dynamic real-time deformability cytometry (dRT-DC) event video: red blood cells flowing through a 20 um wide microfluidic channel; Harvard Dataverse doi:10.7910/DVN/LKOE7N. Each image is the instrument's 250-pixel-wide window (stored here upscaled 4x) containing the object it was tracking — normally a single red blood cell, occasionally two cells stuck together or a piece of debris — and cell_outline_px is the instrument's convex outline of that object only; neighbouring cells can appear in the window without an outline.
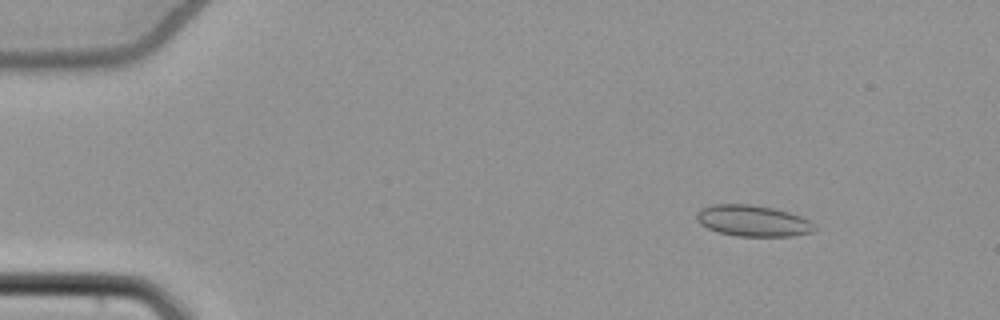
{"species": "common noctule bat (a hibernating species)", "species_latin": "Nyctalus noctula", "temperature_condition": "cold", "stored_images_in_passage": 55, "camera_frame_rate_fps": 3000, "um_per_image_px": 0.085, "animal": {"sex": "female", "body_mass_g": 22.7, "forearm_length_mm": 54.2}, "frame": {"image": 1, "passage_image": 8, "time_ms": 2.333, "image_size_px": [1000, 320], "cell_outline_px": [[816, 228], [812, 232], [792, 236], [736, 236], [720, 232], [708, 228], [700, 224], [696, 220], [696, 212], [700, 208], [712, 204], [752, 204], [776, 208], [800, 216], [816, 224]], "centroid_in_image_um": [63.98, 18.76], "position_along_channel_um": 21.0, "area_um2": 21.62}}
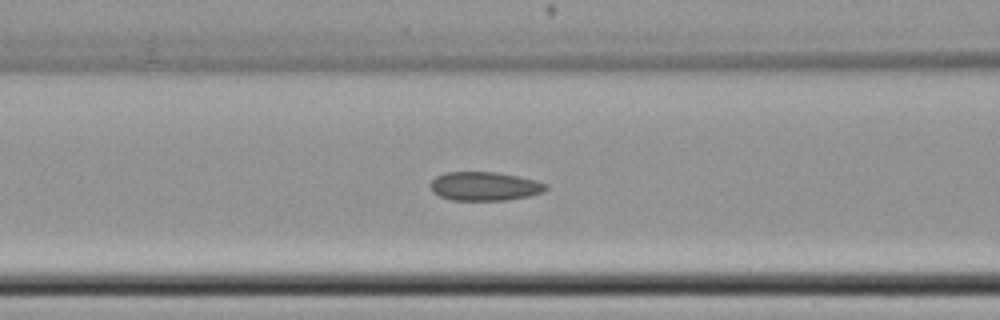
{"frame": {"image": 2, "passage_image": 24, "time_ms": 7.667, "image_size_px": [1000, 320], "cell_outline_px": [[548, 188], [544, 192], [528, 196], [508, 200], [452, 200], [440, 196], [432, 192], [432, 180], [436, 176], [444, 172], [496, 172], [536, 180], [548, 184]], "centroid_in_image_um": [41.22, 15.83], "position_along_channel_um": 125.4, "area_um2": 19.36}}
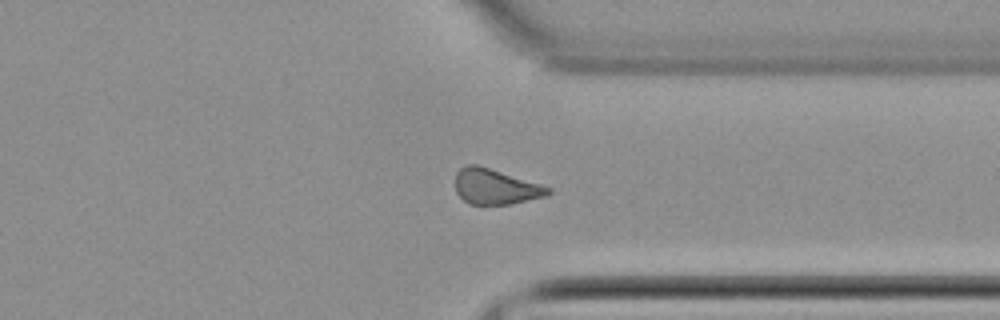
{"frame": {"image": 3, "passage_image": 43, "time_ms": 14.0, "image_size_px": [1000, 320], "cell_outline_px": [[552, 192], [544, 196], [508, 204], [468, 204], [456, 192], [456, 172], [460, 168], [468, 164], [476, 164], [540, 184], [552, 188]], "centroid_in_image_um": [42.08, 15.86], "position_along_channel_um": 369.3, "area_um2": 18.79}}